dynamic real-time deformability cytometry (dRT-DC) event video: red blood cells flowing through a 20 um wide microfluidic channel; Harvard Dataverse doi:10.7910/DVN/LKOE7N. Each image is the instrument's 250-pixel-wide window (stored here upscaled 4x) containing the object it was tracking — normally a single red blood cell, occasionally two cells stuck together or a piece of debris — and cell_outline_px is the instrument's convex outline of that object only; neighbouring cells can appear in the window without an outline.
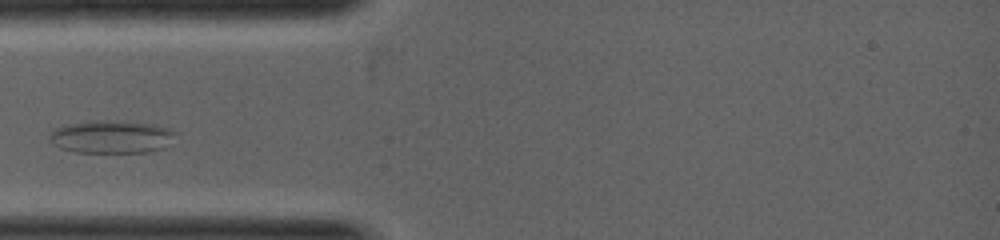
{"species": "common noctule bat (a hibernating species)", "species_latin": "Nyctalus noctula", "temperature_condition": "warm", "stored_images_in_passage": 3, "camera_frame_rate_fps": 5000, "um_per_image_px": 0.085, "animal": {"sex": "female", "body_mass_g": 19.0, "forearm_length_mm": 53.3}, "frame": {"image": 1, "passage_image": 3, "time_ms": 1.2, "image_size_px": [1000, 240], "cell_outline_px": [[176, 132], [164, 148], [148, 152], [76, 152], [60, 148], [48, 140], [52, 132], [60, 128], [72, 124], [88, 120], [108, 120], [152, 124]], "centroid_in_image_um": [9.45, 11.64], "position_along_channel_um": 75.5, "area_um2": 23.58}}